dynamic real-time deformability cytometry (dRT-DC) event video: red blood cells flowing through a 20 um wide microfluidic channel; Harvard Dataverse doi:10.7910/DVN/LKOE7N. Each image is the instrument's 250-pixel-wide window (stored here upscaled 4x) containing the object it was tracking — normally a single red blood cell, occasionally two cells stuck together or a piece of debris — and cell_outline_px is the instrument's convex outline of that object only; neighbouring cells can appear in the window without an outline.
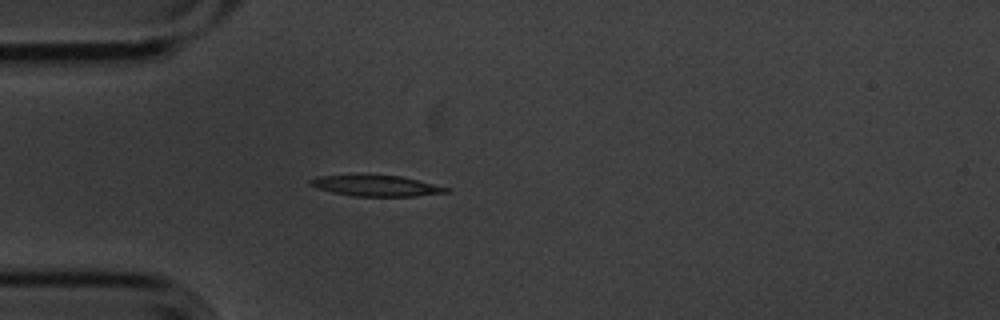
{"species": "common noctule bat (a hibernating species)", "species_latin": "Nyctalus noctula", "temperature_condition": "cold", "stored_images_in_passage": 2, "camera_frame_rate_fps": 3000, "um_per_image_px": 0.085, "animal": {"sex": "male", "body_mass_g": 20.1, "forearm_length_mm": 53.5}, "frame": {"image": 1, "passage_image": 2, "time_ms": 0.333, "image_size_px": [1000, 320], "cell_outline_px": [[452, 188], [448, 192], [416, 196], [352, 196], [332, 192], [316, 188], [308, 184], [308, 180], [316, 176], [400, 176]], "centroid_in_image_um": [31.97, 15.81], "position_along_channel_um": 53.0, "area_um2": 16.24}}